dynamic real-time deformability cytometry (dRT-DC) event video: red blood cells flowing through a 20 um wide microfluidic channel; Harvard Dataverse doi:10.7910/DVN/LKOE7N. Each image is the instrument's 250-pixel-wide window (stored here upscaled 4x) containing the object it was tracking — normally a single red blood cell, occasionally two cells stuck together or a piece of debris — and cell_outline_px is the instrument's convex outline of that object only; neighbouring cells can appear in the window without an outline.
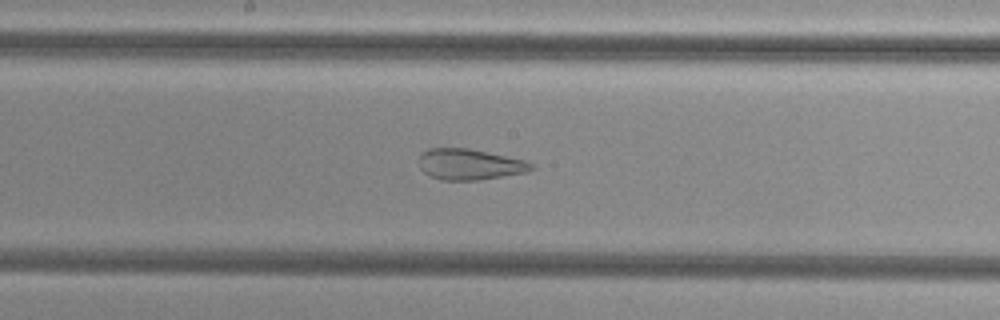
{"species": "common noctule bat (a hibernating species)", "species_latin": "Nyctalus noctula", "temperature_condition": "cold", "stored_images_in_passage": 54, "camera_frame_rate_fps": 3000, "um_per_image_px": 0.085, "animal": {"sex": "female", "body_mass_g": 29.2, "forearm_length_mm": 56.3}, "frame": {"image": 1, "passage_image": 29, "time_ms": 9.333, "image_size_px": [1000, 320], "cell_outline_px": [[536, 168], [528, 172], [480, 180], [440, 180], [428, 176], [420, 168], [420, 152], [428, 148], [468, 148], [528, 160]], "centroid_in_image_um": [39.94, 13.97], "position_along_channel_um": 208.3, "area_um2": 20.58}}
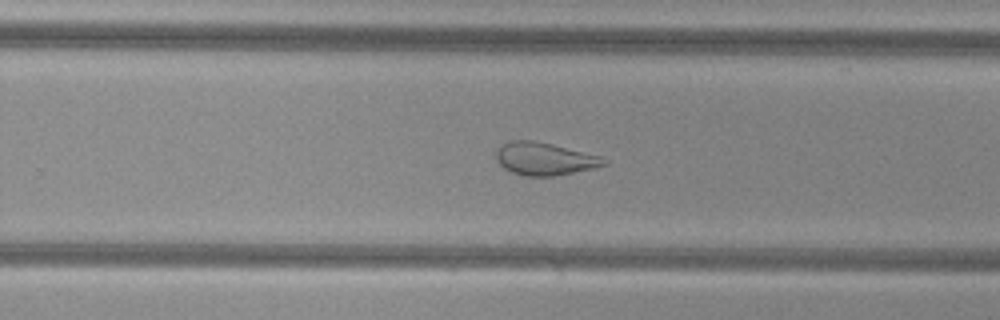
{"frame": {"image": 2, "passage_image": 35, "time_ms": 11.333, "image_size_px": [1000, 320], "cell_outline_px": [[608, 164], [592, 168], [552, 176], [524, 176], [512, 172], [504, 168], [496, 160], [496, 148], [508, 140], [532, 140], [552, 144], [600, 156], [608, 160]], "centroid_in_image_um": [46.24, 13.49], "position_along_channel_um": 283.6, "area_um2": 20.46}}
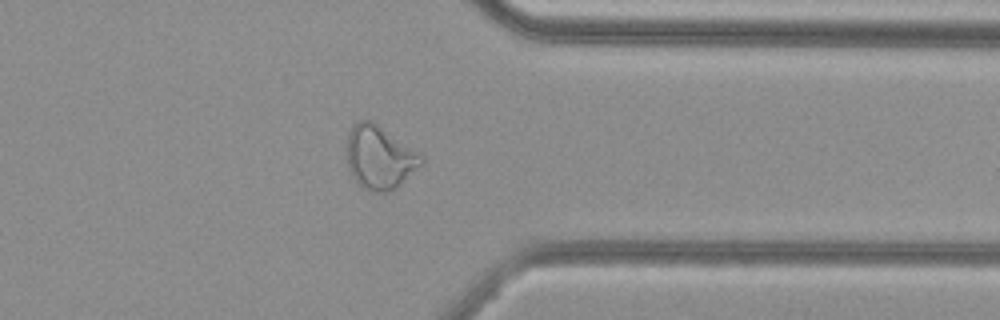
{"frame": {"image": 3, "passage_image": 43, "time_ms": 14.0, "image_size_px": [1000, 320], "cell_outline_px": [[424, 164], [396, 188], [388, 192], [376, 192], [364, 188], [356, 184], [344, 160], [348, 132], [360, 120], [372, 120], [420, 152], [424, 156]], "centroid_in_image_um": [32.26, 13.39], "position_along_channel_um": 379.1, "area_um2": 28.21}, "authors_computed_cell_mechanics": {"area_um2": 29.2179, "velocity_mm_per_s": 3.768, "shape_relaxation_time_tau1_ms": null, "shape_relaxation_time_tau2_ms": 1.017, "deformation_change_tau1": null, "deformation_change_tau2": 0.0887}}